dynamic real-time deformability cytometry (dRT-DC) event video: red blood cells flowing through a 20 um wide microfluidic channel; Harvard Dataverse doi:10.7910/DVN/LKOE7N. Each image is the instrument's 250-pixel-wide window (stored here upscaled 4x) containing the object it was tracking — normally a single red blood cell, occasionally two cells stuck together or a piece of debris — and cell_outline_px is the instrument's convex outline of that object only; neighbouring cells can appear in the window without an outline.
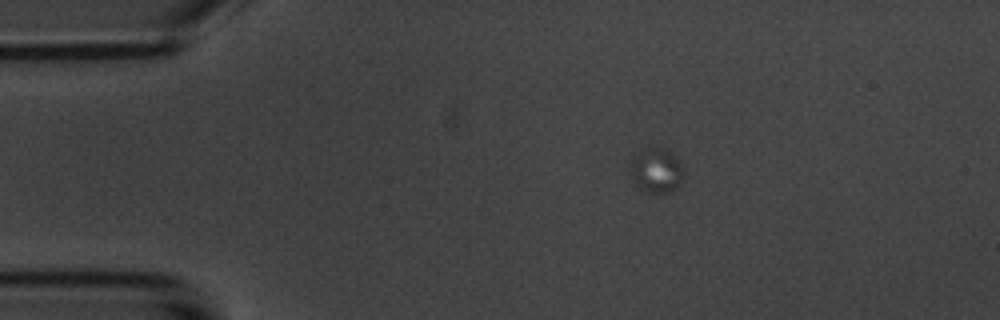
{"species": "common noctule bat (a hibernating species)", "species_latin": "Nyctalus noctula", "temperature_condition": "room temperature", "stored_images_in_passage": 11, "camera_frame_rate_fps": 3000, "um_per_image_px": 0.085, "animal": {"sex": "male", "body_mass_g": 20.1, "forearm_length_mm": 53.5}, "frame": {"image": 1, "passage_image": 4, "time_ms": 4.667, "image_size_px": [1000, 320], "cell_outline_px": [[680, 184], [668, 192], [648, 192], [636, 184], [628, 168], [628, 164], [632, 156], [640, 148], [652, 144], [660, 144], [672, 152], [680, 160]], "centroid_in_image_um": [55.7, 14.35], "position_along_channel_um": 29.3, "area_um2": 14.28}}
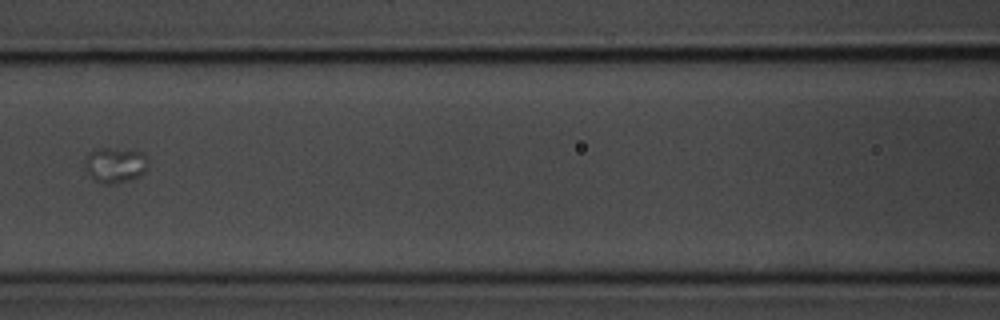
{"frame": {"image": 2, "passage_image": 10, "time_ms": 11.333, "image_size_px": [1000, 320], "cell_outline_px": [[148, 164], [144, 172], [128, 180], [112, 184], [104, 184], [96, 180], [88, 172], [84, 164], [84, 160], [88, 152], [92, 148], [108, 148], [144, 152]], "centroid_in_image_um": [9.75, 13.99], "position_along_channel_um": 156.8, "area_um2": 12.89}}
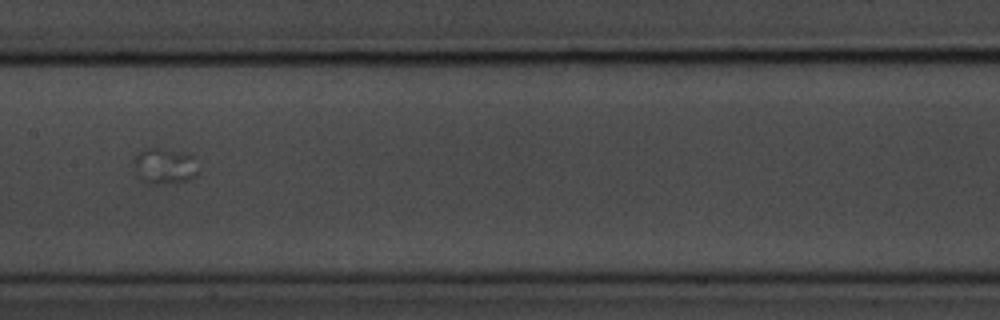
{"frame": {"image": 3, "passage_image": 11, "time_ms": 12.667, "image_size_px": [1000, 320], "cell_outline_px": [[196, 176], [188, 180], [156, 184], [148, 184], [140, 180], [136, 164], [136, 156], [144, 148], [160, 148], [184, 152], [192, 156], [196, 172]], "centroid_in_image_um": [13.98, 14.11], "position_along_channel_um": 193.4, "area_um2": 12.95}}